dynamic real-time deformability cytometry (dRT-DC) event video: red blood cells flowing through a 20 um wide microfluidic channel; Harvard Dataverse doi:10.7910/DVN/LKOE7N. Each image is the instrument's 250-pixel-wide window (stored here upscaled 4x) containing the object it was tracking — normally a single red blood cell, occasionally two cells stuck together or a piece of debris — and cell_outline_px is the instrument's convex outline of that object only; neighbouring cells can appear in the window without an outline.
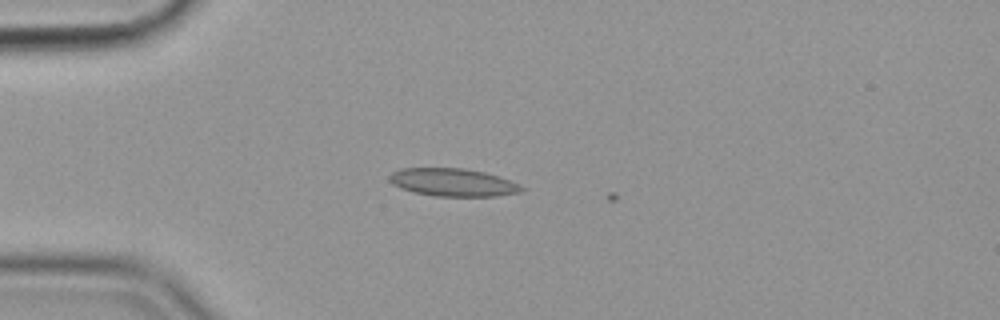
{"species": "common noctule bat (a hibernating species)", "species_latin": "Nyctalus noctula", "temperature_condition": "cold", "stored_images_in_passage": 3, "camera_frame_rate_fps": 3000, "um_per_image_px": 0.085, "animal": {"sex": "female", "body_mass_g": 19.9}, "frame": {"image": 1, "passage_image": 2, "time_ms": 0.333, "image_size_px": [1000, 320], "cell_outline_px": [[524, 188], [520, 192], [496, 196], [436, 196], [412, 192], [400, 188], [392, 184], [388, 180], [388, 176], [392, 172], [400, 168], [464, 168], [484, 172], [500, 176], [520, 184]], "centroid_in_image_um": [38.47, 15.49], "position_along_channel_um": 46.5, "area_um2": 21.62}}